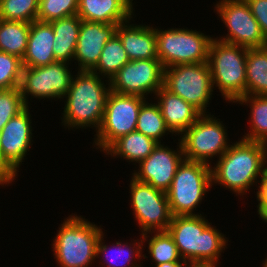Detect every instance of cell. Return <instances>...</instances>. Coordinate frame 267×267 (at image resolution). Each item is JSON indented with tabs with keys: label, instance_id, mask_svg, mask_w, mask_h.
Returning <instances> with one entry per match:
<instances>
[{
	"label": "cell",
	"instance_id": "obj_12",
	"mask_svg": "<svg viewBox=\"0 0 267 267\" xmlns=\"http://www.w3.org/2000/svg\"><path fill=\"white\" fill-rule=\"evenodd\" d=\"M130 206L134 218L139 224L141 234L167 231L172 214L166 192L154 188L148 183L130 179Z\"/></svg>",
	"mask_w": 267,
	"mask_h": 267
},
{
	"label": "cell",
	"instance_id": "obj_33",
	"mask_svg": "<svg viewBox=\"0 0 267 267\" xmlns=\"http://www.w3.org/2000/svg\"><path fill=\"white\" fill-rule=\"evenodd\" d=\"M22 70V59L0 51V89L20 87Z\"/></svg>",
	"mask_w": 267,
	"mask_h": 267
},
{
	"label": "cell",
	"instance_id": "obj_4",
	"mask_svg": "<svg viewBox=\"0 0 267 267\" xmlns=\"http://www.w3.org/2000/svg\"><path fill=\"white\" fill-rule=\"evenodd\" d=\"M102 226L76 214L69 215L54 237L53 256L59 267H89L95 262Z\"/></svg>",
	"mask_w": 267,
	"mask_h": 267
},
{
	"label": "cell",
	"instance_id": "obj_38",
	"mask_svg": "<svg viewBox=\"0 0 267 267\" xmlns=\"http://www.w3.org/2000/svg\"><path fill=\"white\" fill-rule=\"evenodd\" d=\"M184 267H217L208 263H186Z\"/></svg>",
	"mask_w": 267,
	"mask_h": 267
},
{
	"label": "cell",
	"instance_id": "obj_30",
	"mask_svg": "<svg viewBox=\"0 0 267 267\" xmlns=\"http://www.w3.org/2000/svg\"><path fill=\"white\" fill-rule=\"evenodd\" d=\"M136 131L154 139L158 143L167 134H172L165 124L164 118L157 103L146 100L139 111ZM161 139V140H160Z\"/></svg>",
	"mask_w": 267,
	"mask_h": 267
},
{
	"label": "cell",
	"instance_id": "obj_20",
	"mask_svg": "<svg viewBox=\"0 0 267 267\" xmlns=\"http://www.w3.org/2000/svg\"><path fill=\"white\" fill-rule=\"evenodd\" d=\"M133 0H78L77 15L85 21L120 24L134 18Z\"/></svg>",
	"mask_w": 267,
	"mask_h": 267
},
{
	"label": "cell",
	"instance_id": "obj_25",
	"mask_svg": "<svg viewBox=\"0 0 267 267\" xmlns=\"http://www.w3.org/2000/svg\"><path fill=\"white\" fill-rule=\"evenodd\" d=\"M246 95H267V46L247 50Z\"/></svg>",
	"mask_w": 267,
	"mask_h": 267
},
{
	"label": "cell",
	"instance_id": "obj_3",
	"mask_svg": "<svg viewBox=\"0 0 267 267\" xmlns=\"http://www.w3.org/2000/svg\"><path fill=\"white\" fill-rule=\"evenodd\" d=\"M168 233L186 263L218 265L228 238L203 215L172 216Z\"/></svg>",
	"mask_w": 267,
	"mask_h": 267
},
{
	"label": "cell",
	"instance_id": "obj_22",
	"mask_svg": "<svg viewBox=\"0 0 267 267\" xmlns=\"http://www.w3.org/2000/svg\"><path fill=\"white\" fill-rule=\"evenodd\" d=\"M104 235L105 233L102 232L97 244L96 258L101 259V263L98 261L100 265L102 264L104 267H141V259L143 257L148 259L146 255H142V250L144 249L142 236H140V240H131L132 243L120 242L119 240L115 244L113 243L111 247H108L105 243Z\"/></svg>",
	"mask_w": 267,
	"mask_h": 267
},
{
	"label": "cell",
	"instance_id": "obj_7",
	"mask_svg": "<svg viewBox=\"0 0 267 267\" xmlns=\"http://www.w3.org/2000/svg\"><path fill=\"white\" fill-rule=\"evenodd\" d=\"M157 56L165 68L180 64L208 62V50L213 38L188 28H155Z\"/></svg>",
	"mask_w": 267,
	"mask_h": 267
},
{
	"label": "cell",
	"instance_id": "obj_14",
	"mask_svg": "<svg viewBox=\"0 0 267 267\" xmlns=\"http://www.w3.org/2000/svg\"><path fill=\"white\" fill-rule=\"evenodd\" d=\"M70 63L55 61L46 66L23 67L20 91L29 106L28 97L39 99H63L67 94L73 74Z\"/></svg>",
	"mask_w": 267,
	"mask_h": 267
},
{
	"label": "cell",
	"instance_id": "obj_28",
	"mask_svg": "<svg viewBox=\"0 0 267 267\" xmlns=\"http://www.w3.org/2000/svg\"><path fill=\"white\" fill-rule=\"evenodd\" d=\"M129 61L119 36L115 34L106 42L98 63L91 71L110 80Z\"/></svg>",
	"mask_w": 267,
	"mask_h": 267
},
{
	"label": "cell",
	"instance_id": "obj_21",
	"mask_svg": "<svg viewBox=\"0 0 267 267\" xmlns=\"http://www.w3.org/2000/svg\"><path fill=\"white\" fill-rule=\"evenodd\" d=\"M53 42L54 31L50 22L35 20L30 23L23 67H40L55 62Z\"/></svg>",
	"mask_w": 267,
	"mask_h": 267
},
{
	"label": "cell",
	"instance_id": "obj_32",
	"mask_svg": "<svg viewBox=\"0 0 267 267\" xmlns=\"http://www.w3.org/2000/svg\"><path fill=\"white\" fill-rule=\"evenodd\" d=\"M78 0H39L37 20L51 22L77 15Z\"/></svg>",
	"mask_w": 267,
	"mask_h": 267
},
{
	"label": "cell",
	"instance_id": "obj_6",
	"mask_svg": "<svg viewBox=\"0 0 267 267\" xmlns=\"http://www.w3.org/2000/svg\"><path fill=\"white\" fill-rule=\"evenodd\" d=\"M212 188L211 166L183 160L166 192L172 216L195 214L206 193Z\"/></svg>",
	"mask_w": 267,
	"mask_h": 267
},
{
	"label": "cell",
	"instance_id": "obj_34",
	"mask_svg": "<svg viewBox=\"0 0 267 267\" xmlns=\"http://www.w3.org/2000/svg\"><path fill=\"white\" fill-rule=\"evenodd\" d=\"M26 107L19 87L0 89V131L12 117L18 115Z\"/></svg>",
	"mask_w": 267,
	"mask_h": 267
},
{
	"label": "cell",
	"instance_id": "obj_2",
	"mask_svg": "<svg viewBox=\"0 0 267 267\" xmlns=\"http://www.w3.org/2000/svg\"><path fill=\"white\" fill-rule=\"evenodd\" d=\"M76 73L67 94L63 97L65 106L61 123L66 129L68 127V130L90 127L97 132L111 91L110 80H105L108 85L106 86L104 77L92 71L77 70Z\"/></svg>",
	"mask_w": 267,
	"mask_h": 267
},
{
	"label": "cell",
	"instance_id": "obj_9",
	"mask_svg": "<svg viewBox=\"0 0 267 267\" xmlns=\"http://www.w3.org/2000/svg\"><path fill=\"white\" fill-rule=\"evenodd\" d=\"M213 116L210 113L202 114L179 136L185 160L211 166L212 158H220L231 145L225 125Z\"/></svg>",
	"mask_w": 267,
	"mask_h": 267
},
{
	"label": "cell",
	"instance_id": "obj_19",
	"mask_svg": "<svg viewBox=\"0 0 267 267\" xmlns=\"http://www.w3.org/2000/svg\"><path fill=\"white\" fill-rule=\"evenodd\" d=\"M131 20L120 23L116 29L130 61L158 58L155 28L146 24H130Z\"/></svg>",
	"mask_w": 267,
	"mask_h": 267
},
{
	"label": "cell",
	"instance_id": "obj_17",
	"mask_svg": "<svg viewBox=\"0 0 267 267\" xmlns=\"http://www.w3.org/2000/svg\"><path fill=\"white\" fill-rule=\"evenodd\" d=\"M119 24L81 21L74 60L77 70L91 71L99 61L107 41L115 34Z\"/></svg>",
	"mask_w": 267,
	"mask_h": 267
},
{
	"label": "cell",
	"instance_id": "obj_27",
	"mask_svg": "<svg viewBox=\"0 0 267 267\" xmlns=\"http://www.w3.org/2000/svg\"><path fill=\"white\" fill-rule=\"evenodd\" d=\"M30 23L0 19V51L23 58L28 42Z\"/></svg>",
	"mask_w": 267,
	"mask_h": 267
},
{
	"label": "cell",
	"instance_id": "obj_18",
	"mask_svg": "<svg viewBox=\"0 0 267 267\" xmlns=\"http://www.w3.org/2000/svg\"><path fill=\"white\" fill-rule=\"evenodd\" d=\"M155 95L165 124L175 136H181L202 115L192 104L170 93L164 87Z\"/></svg>",
	"mask_w": 267,
	"mask_h": 267
},
{
	"label": "cell",
	"instance_id": "obj_8",
	"mask_svg": "<svg viewBox=\"0 0 267 267\" xmlns=\"http://www.w3.org/2000/svg\"><path fill=\"white\" fill-rule=\"evenodd\" d=\"M163 87L192 104L202 114H209L206 109L216 89H213L208 62L165 68Z\"/></svg>",
	"mask_w": 267,
	"mask_h": 267
},
{
	"label": "cell",
	"instance_id": "obj_10",
	"mask_svg": "<svg viewBox=\"0 0 267 267\" xmlns=\"http://www.w3.org/2000/svg\"><path fill=\"white\" fill-rule=\"evenodd\" d=\"M29 106L12 117L0 136V182L6 186L16 180L21 164L33 145L32 116Z\"/></svg>",
	"mask_w": 267,
	"mask_h": 267
},
{
	"label": "cell",
	"instance_id": "obj_11",
	"mask_svg": "<svg viewBox=\"0 0 267 267\" xmlns=\"http://www.w3.org/2000/svg\"><path fill=\"white\" fill-rule=\"evenodd\" d=\"M146 100L110 91L102 122L94 135V147L104 152L115 140L135 131L140 108Z\"/></svg>",
	"mask_w": 267,
	"mask_h": 267
},
{
	"label": "cell",
	"instance_id": "obj_29",
	"mask_svg": "<svg viewBox=\"0 0 267 267\" xmlns=\"http://www.w3.org/2000/svg\"><path fill=\"white\" fill-rule=\"evenodd\" d=\"M150 235L152 237H150ZM142 240L144 247L145 241L148 243V254L152 257V262H155L154 265L163 264L165 262L184 261L178 252L173 237L168 231L144 233L142 234Z\"/></svg>",
	"mask_w": 267,
	"mask_h": 267
},
{
	"label": "cell",
	"instance_id": "obj_24",
	"mask_svg": "<svg viewBox=\"0 0 267 267\" xmlns=\"http://www.w3.org/2000/svg\"><path fill=\"white\" fill-rule=\"evenodd\" d=\"M157 144L154 139L135 130L115 140L103 153L112 156L113 159L123 158L136 165L135 163L139 164L147 158Z\"/></svg>",
	"mask_w": 267,
	"mask_h": 267
},
{
	"label": "cell",
	"instance_id": "obj_13",
	"mask_svg": "<svg viewBox=\"0 0 267 267\" xmlns=\"http://www.w3.org/2000/svg\"><path fill=\"white\" fill-rule=\"evenodd\" d=\"M214 6L228 30L226 36L216 37L218 40L247 49L267 46V39L245 0H219Z\"/></svg>",
	"mask_w": 267,
	"mask_h": 267
},
{
	"label": "cell",
	"instance_id": "obj_31",
	"mask_svg": "<svg viewBox=\"0 0 267 267\" xmlns=\"http://www.w3.org/2000/svg\"><path fill=\"white\" fill-rule=\"evenodd\" d=\"M38 11L39 0H0V19L32 23Z\"/></svg>",
	"mask_w": 267,
	"mask_h": 267
},
{
	"label": "cell",
	"instance_id": "obj_1",
	"mask_svg": "<svg viewBox=\"0 0 267 267\" xmlns=\"http://www.w3.org/2000/svg\"><path fill=\"white\" fill-rule=\"evenodd\" d=\"M211 165L212 186L230 189L237 196L245 195L266 171V143L240 139ZM254 184V185H253Z\"/></svg>",
	"mask_w": 267,
	"mask_h": 267
},
{
	"label": "cell",
	"instance_id": "obj_23",
	"mask_svg": "<svg viewBox=\"0 0 267 267\" xmlns=\"http://www.w3.org/2000/svg\"><path fill=\"white\" fill-rule=\"evenodd\" d=\"M82 19L72 15L51 21L54 31L53 53L56 61L71 63L74 60Z\"/></svg>",
	"mask_w": 267,
	"mask_h": 267
},
{
	"label": "cell",
	"instance_id": "obj_15",
	"mask_svg": "<svg viewBox=\"0 0 267 267\" xmlns=\"http://www.w3.org/2000/svg\"><path fill=\"white\" fill-rule=\"evenodd\" d=\"M164 67L158 58L131 60L111 79V91L148 99L163 87Z\"/></svg>",
	"mask_w": 267,
	"mask_h": 267
},
{
	"label": "cell",
	"instance_id": "obj_40",
	"mask_svg": "<svg viewBox=\"0 0 267 267\" xmlns=\"http://www.w3.org/2000/svg\"><path fill=\"white\" fill-rule=\"evenodd\" d=\"M262 264H263V265H261L262 267H267V258L263 261Z\"/></svg>",
	"mask_w": 267,
	"mask_h": 267
},
{
	"label": "cell",
	"instance_id": "obj_36",
	"mask_svg": "<svg viewBox=\"0 0 267 267\" xmlns=\"http://www.w3.org/2000/svg\"><path fill=\"white\" fill-rule=\"evenodd\" d=\"M258 191H256V199L258 201V211L259 214L267 206V170L264 172L260 181H258Z\"/></svg>",
	"mask_w": 267,
	"mask_h": 267
},
{
	"label": "cell",
	"instance_id": "obj_16",
	"mask_svg": "<svg viewBox=\"0 0 267 267\" xmlns=\"http://www.w3.org/2000/svg\"><path fill=\"white\" fill-rule=\"evenodd\" d=\"M164 145L158 143L152 153L138 164L139 169L133 170L132 176L138 181L167 192L178 166L184 160V154L179 138L176 150Z\"/></svg>",
	"mask_w": 267,
	"mask_h": 267
},
{
	"label": "cell",
	"instance_id": "obj_35",
	"mask_svg": "<svg viewBox=\"0 0 267 267\" xmlns=\"http://www.w3.org/2000/svg\"><path fill=\"white\" fill-rule=\"evenodd\" d=\"M267 39V0H245Z\"/></svg>",
	"mask_w": 267,
	"mask_h": 267
},
{
	"label": "cell",
	"instance_id": "obj_37",
	"mask_svg": "<svg viewBox=\"0 0 267 267\" xmlns=\"http://www.w3.org/2000/svg\"><path fill=\"white\" fill-rule=\"evenodd\" d=\"M185 261H175V262H165L163 264H158L152 267H184Z\"/></svg>",
	"mask_w": 267,
	"mask_h": 267
},
{
	"label": "cell",
	"instance_id": "obj_26",
	"mask_svg": "<svg viewBox=\"0 0 267 267\" xmlns=\"http://www.w3.org/2000/svg\"><path fill=\"white\" fill-rule=\"evenodd\" d=\"M236 103L250 108V130L242 139L267 143V95H245Z\"/></svg>",
	"mask_w": 267,
	"mask_h": 267
},
{
	"label": "cell",
	"instance_id": "obj_39",
	"mask_svg": "<svg viewBox=\"0 0 267 267\" xmlns=\"http://www.w3.org/2000/svg\"><path fill=\"white\" fill-rule=\"evenodd\" d=\"M259 219L264 221L265 223L267 222V206L258 214Z\"/></svg>",
	"mask_w": 267,
	"mask_h": 267
},
{
	"label": "cell",
	"instance_id": "obj_5",
	"mask_svg": "<svg viewBox=\"0 0 267 267\" xmlns=\"http://www.w3.org/2000/svg\"><path fill=\"white\" fill-rule=\"evenodd\" d=\"M247 48L212 38L208 50L213 89L217 87L223 99L236 102L246 95Z\"/></svg>",
	"mask_w": 267,
	"mask_h": 267
}]
</instances>
